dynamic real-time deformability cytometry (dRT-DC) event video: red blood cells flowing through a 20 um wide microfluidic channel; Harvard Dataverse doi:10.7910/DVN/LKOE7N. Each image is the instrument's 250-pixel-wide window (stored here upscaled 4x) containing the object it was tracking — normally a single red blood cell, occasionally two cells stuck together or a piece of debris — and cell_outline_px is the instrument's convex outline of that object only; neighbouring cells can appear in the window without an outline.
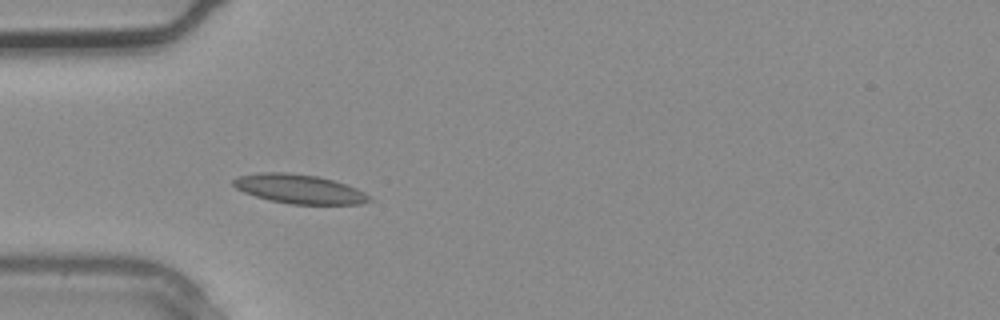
{"species": "common noctule bat (a hibernating species)", "species_latin": "Nyctalus noctula", "temperature_condition": "warm", "stored_images_in_passage": 3, "camera_frame_rate_fps": 3000, "um_per_image_px": 0.085, "animal": {"sex": "male", "body_mass_g": 20.4}, "frame": {"image": 1, "passage_image": 2, "time_ms": 0.333, "image_size_px": [1000, 320], "cell_outline_px": [[372, 200], [360, 204], [292, 204], [268, 200], [244, 192], [236, 188], [232, 184], [232, 180], [240, 176], [260, 172], [284, 172], [316, 176], [332, 180], [356, 188], [372, 196]], "centroid_in_image_um": [25.44, 16.07], "position_along_channel_um": 59.6, "area_um2": 22.95}}
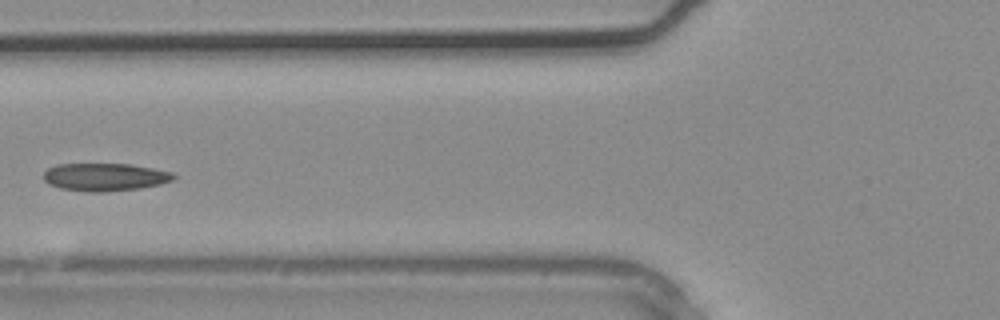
{"frame": {"image": 2, "passage_image": 3, "time_ms": 0.667, "image_size_px": [1000, 320], "cell_outline_px": [[176, 176], [172, 180], [160, 184], [140, 188], [104, 192], [88, 192], [60, 188], [48, 184], [44, 180], [44, 172], [48, 168], [56, 164], [128, 164], [152, 168], [172, 172]], "centroid_in_image_um": [8.89, 15.05], "position_along_channel_um": 116.9, "area_um2": 21.04}}